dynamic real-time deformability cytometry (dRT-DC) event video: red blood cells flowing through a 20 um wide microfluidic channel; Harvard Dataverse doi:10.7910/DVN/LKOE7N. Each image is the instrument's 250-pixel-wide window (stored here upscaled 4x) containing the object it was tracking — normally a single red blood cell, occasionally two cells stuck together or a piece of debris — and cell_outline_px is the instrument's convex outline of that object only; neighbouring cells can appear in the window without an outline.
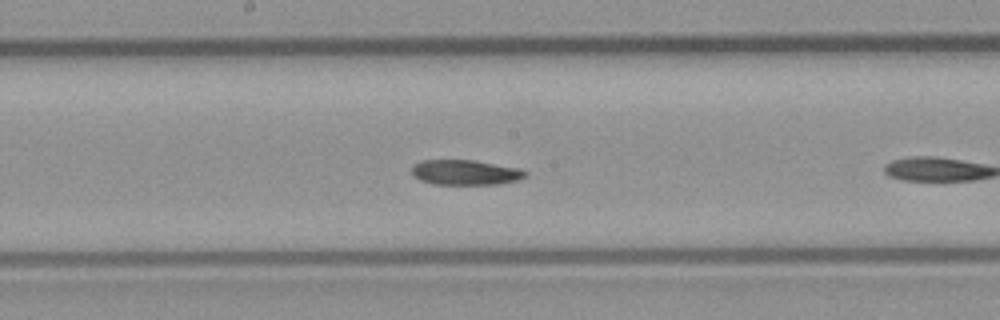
{"species": "common noctule bat (a hibernating species)", "species_latin": "Nyctalus noctula", "temperature_condition": "room temperature", "stored_images_in_passage": 10, "camera_frame_rate_fps": 3000, "um_per_image_px": 0.085, "animal": {"sex": "male", "body_mass_g": 23.1, "forearm_length_mm": 52.7}, "frame": {"image": 1, "passage_image": 9, "time_ms": 2.667, "image_size_px": [1000, 320], "cell_outline_px": [[528, 176], [516, 180], [500, 184], [432, 184], [420, 180], [412, 176], [412, 164], [420, 160], [472, 160], [520, 168], [528, 172]], "centroid_in_image_um": [39.53, 14.65], "position_along_channel_um": 208.7, "area_um2": 16.76}}